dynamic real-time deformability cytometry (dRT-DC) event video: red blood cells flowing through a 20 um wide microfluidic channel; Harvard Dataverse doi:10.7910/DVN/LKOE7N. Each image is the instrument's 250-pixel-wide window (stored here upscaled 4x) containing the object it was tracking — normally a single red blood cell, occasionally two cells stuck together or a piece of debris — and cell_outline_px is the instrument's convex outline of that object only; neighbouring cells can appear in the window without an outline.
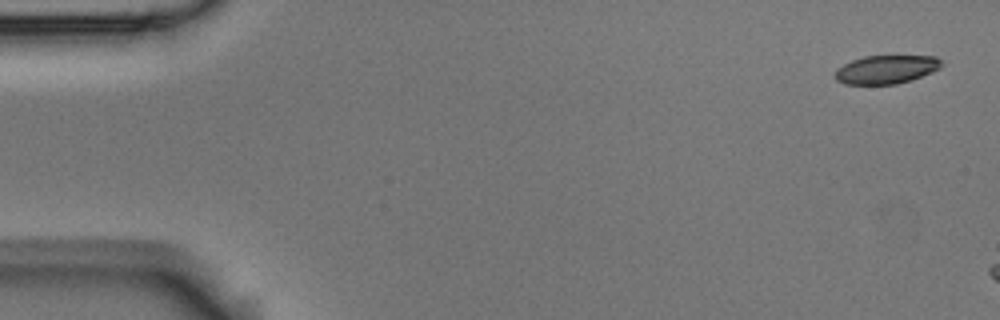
{"species": "Egyptian fruit bat (a non-hibernating species)", "species_latin": "Rousettus aegyptiacus", "temperature_condition": "room temperature", "stored_images_in_passage": 3, "camera_frame_rate_fps": 3000, "um_per_image_px": 0.085, "animal": {"sex": "male"}, "frame": {"image": 1, "passage_image": 1, "time_ms": 0.0, "image_size_px": [1000, 320], "cell_outline_px": [[944, 64], [940, 68], [932, 72], [912, 80], [896, 84], [844, 84], [836, 80], [836, 68], [852, 60], [864, 56], [936, 56]], "centroid_in_image_um": [75.34, 5.9], "position_along_channel_um": 9.7, "area_um2": 17.69}}